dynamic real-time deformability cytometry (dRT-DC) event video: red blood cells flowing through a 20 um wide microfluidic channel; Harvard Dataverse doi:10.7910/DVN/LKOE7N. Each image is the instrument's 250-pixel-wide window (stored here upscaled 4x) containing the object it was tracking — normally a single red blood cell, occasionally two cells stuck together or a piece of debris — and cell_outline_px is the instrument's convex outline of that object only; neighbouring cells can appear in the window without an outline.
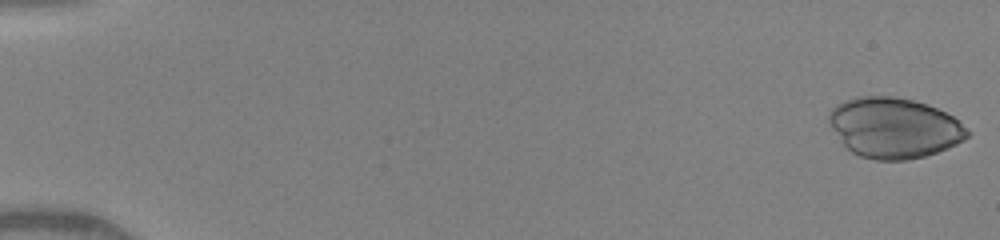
{"species": "human", "species_latin": "Homo sapiens", "temperature_condition": "warm", "stored_images_in_passage": 14, "camera_frame_rate_fps": 3000, "um_per_image_px": 0.085, "donor": {"sex": "female"}, "frame": {"image": 1, "passage_image": 1, "time_ms": 0.0, "image_size_px": [1000, 240], "cell_outline_px": [[972, 132], [964, 140], [948, 148], [924, 156], [908, 160], [876, 160], [860, 156], [852, 152], [844, 144], [832, 128], [828, 120], [828, 116], [832, 108], [836, 104], [860, 96], [892, 96], [912, 100], [936, 108], [952, 116]], "centroid_in_image_um": [76.01, 10.87], "position_along_channel_um": 9.0, "area_um2": 48.32}}
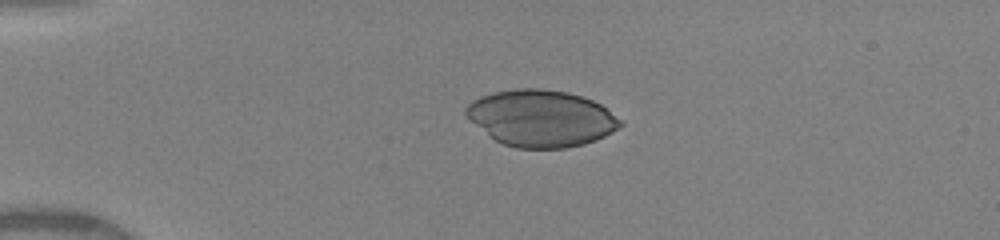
{"frame": {"image": 2, "passage_image": 9, "time_ms": 3.667, "image_size_px": [1000, 240], "cell_outline_px": [[624, 124], [612, 132], [596, 140], [584, 144], [564, 148], [516, 148], [504, 144], [496, 140], [476, 124], [464, 112], [464, 108], [472, 100], [480, 96], [492, 92], [516, 88], [540, 88], [568, 92], [592, 100], [600, 104], [620, 120]], "centroid_in_image_um": [45.99, 10.04], "position_along_channel_um": 39.0, "area_um2": 50.58}}
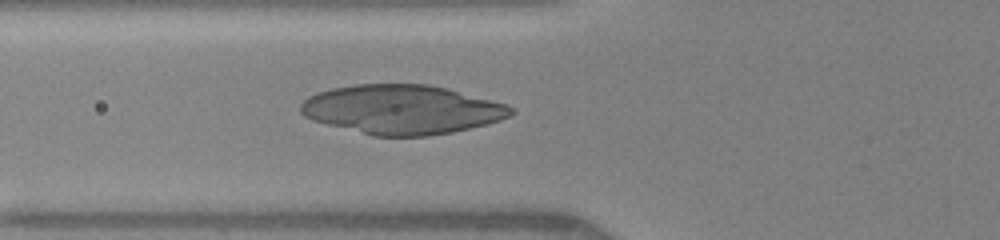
{"frame": {"image": 3, "passage_image": 14, "time_ms": 6.0, "image_size_px": [1000, 240], "cell_outline_px": [[516, 112], [500, 120], [488, 124], [452, 132], [428, 136], [372, 136], [312, 120], [304, 116], [300, 112], [300, 104], [308, 96], [316, 92], [332, 88], [356, 84], [428, 84], [448, 88], [508, 104], [516, 108]], "centroid_in_image_um": [34.18, 9.3], "position_along_channel_um": 91.6, "area_um2": 60.75}}